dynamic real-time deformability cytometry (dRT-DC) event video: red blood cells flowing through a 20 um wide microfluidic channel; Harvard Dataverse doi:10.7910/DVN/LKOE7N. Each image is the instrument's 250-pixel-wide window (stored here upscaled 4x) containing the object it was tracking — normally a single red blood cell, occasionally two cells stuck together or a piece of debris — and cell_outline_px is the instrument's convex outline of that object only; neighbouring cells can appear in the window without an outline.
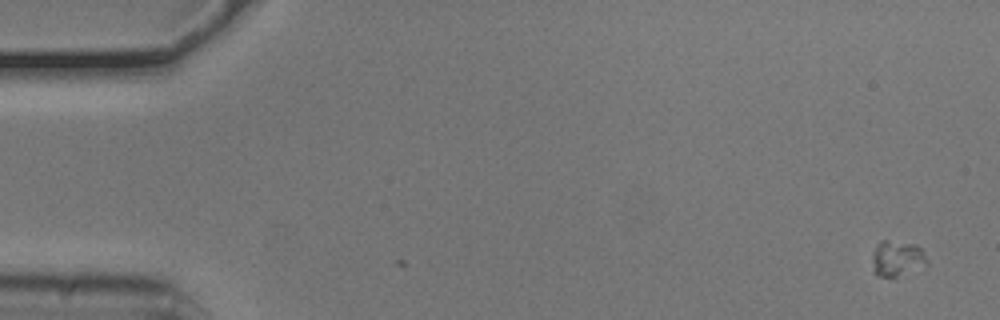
{"species": "common noctule bat (a hibernating species)", "species_latin": "Nyctalus noctula", "temperature_condition": "cold", "stored_images_in_passage": 3, "camera_frame_rate_fps": 3000, "um_per_image_px": 0.085, "animal": {"sex": "male", "body_mass_g": 20.5, "forearm_length_mm": 52.5}, "frame": {"image": 1, "passage_image": 3, "time_ms": 0.667, "image_size_px": [1000, 320], "cell_outline_px": [[924, 260], [896, 276], [876, 276], [872, 260], [872, 256], [876, 244], [880, 240], [888, 240], [916, 244], [924, 252]], "centroid_in_image_um": [76.11, 21.88], "position_along_channel_um": 8.9, "area_um2": 10.46}}